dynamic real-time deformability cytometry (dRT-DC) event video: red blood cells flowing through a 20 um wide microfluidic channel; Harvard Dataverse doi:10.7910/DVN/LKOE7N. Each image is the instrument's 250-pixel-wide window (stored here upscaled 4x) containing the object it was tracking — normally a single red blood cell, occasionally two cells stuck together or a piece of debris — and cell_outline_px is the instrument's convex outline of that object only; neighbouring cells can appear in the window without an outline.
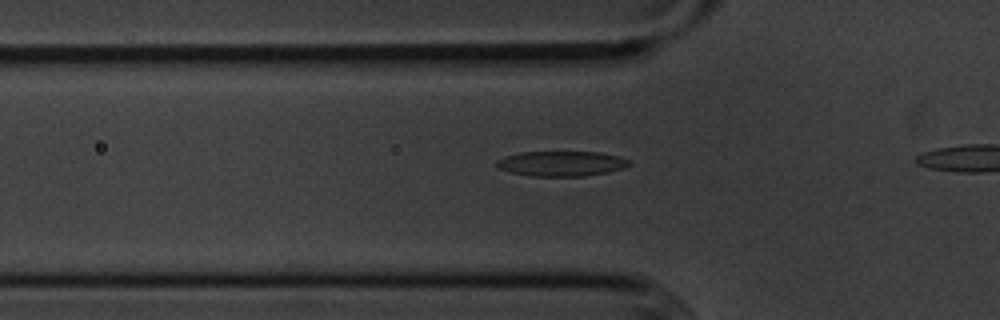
{"species": "common noctule bat (a hibernating species)", "species_latin": "Nyctalus noctula", "temperature_condition": "cold", "stored_images_in_passage": 11, "camera_frame_rate_fps": 3000, "um_per_image_px": 0.085, "animal": {"sex": "male", "body_mass_g": 20.1, "forearm_length_mm": 53.5}, "frame": {"image": 1, "passage_image": 5, "time_ms": 1.333, "image_size_px": [1000, 320], "cell_outline_px": [[632, 164], [624, 168], [608, 172], [584, 176], [528, 176], [512, 172], [500, 168], [496, 164], [496, 160], [520, 152], [600, 152], [616, 156], [628, 160]], "centroid_in_image_um": [47.74, 13.91], "position_along_channel_um": 78.1, "area_um2": 19.19}}
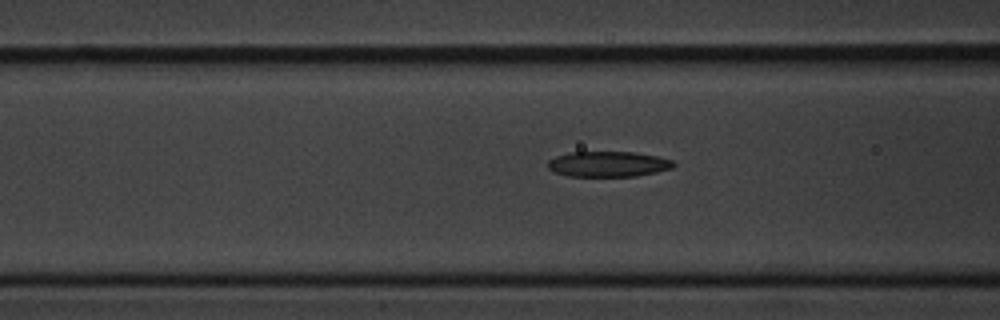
{"frame": {"image": 2, "passage_image": 8, "time_ms": 2.333, "image_size_px": [1000, 320], "cell_outline_px": [[676, 164], [672, 168], [656, 172], [636, 176], [568, 176], [556, 172], [548, 168], [548, 160], [556, 156], [572, 152], [632, 152], [656, 156], [672, 160]], "centroid_in_image_um": [51.7, 13.95], "position_along_channel_um": 114.9, "area_um2": 18.5}}